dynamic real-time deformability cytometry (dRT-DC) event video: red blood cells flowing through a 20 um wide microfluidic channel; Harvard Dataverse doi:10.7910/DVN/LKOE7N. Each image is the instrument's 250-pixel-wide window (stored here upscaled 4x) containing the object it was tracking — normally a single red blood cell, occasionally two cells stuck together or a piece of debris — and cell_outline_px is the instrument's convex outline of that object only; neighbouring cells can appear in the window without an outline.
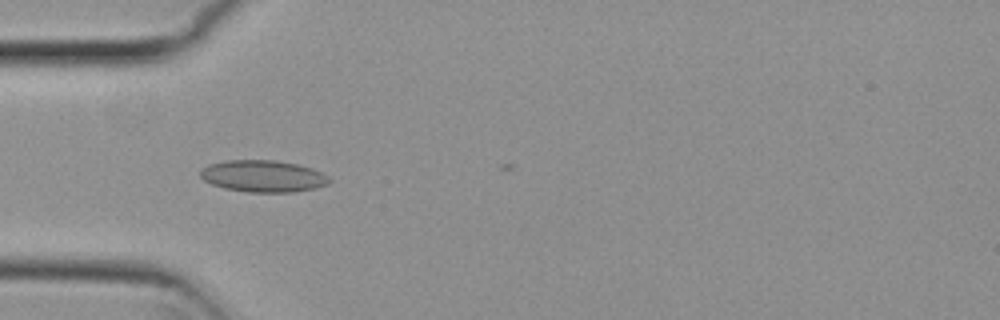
{"species": "common noctule bat (a hibernating species)", "species_latin": "Nyctalus noctula", "temperature_condition": "cold", "stored_images_in_passage": 19, "camera_frame_rate_fps": 3000, "um_per_image_px": 0.085, "animal": {"sex": "female", "body_mass_g": 29.2, "forearm_length_mm": 56.3}, "frame": {"image": 1, "passage_image": 16, "time_ms": 5.0, "image_size_px": [1000, 320], "cell_outline_px": [[332, 180], [328, 184], [316, 188], [292, 192], [248, 192], [224, 188], [212, 184], [204, 180], [200, 176], [200, 168], [208, 164], [228, 160], [276, 160], [300, 164], [312, 168], [328, 176]], "centroid_in_image_um": [22.37, 14.96], "position_along_channel_um": 62.6, "area_um2": 24.1}}